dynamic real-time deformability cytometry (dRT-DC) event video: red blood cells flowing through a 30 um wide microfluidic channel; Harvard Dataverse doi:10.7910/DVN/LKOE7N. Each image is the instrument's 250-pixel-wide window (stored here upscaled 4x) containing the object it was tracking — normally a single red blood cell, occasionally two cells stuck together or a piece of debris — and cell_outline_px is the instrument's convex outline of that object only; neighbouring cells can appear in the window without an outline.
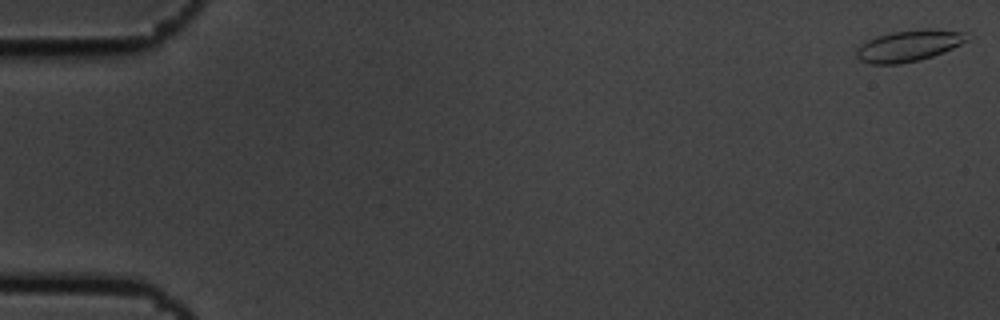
{"species": "common noctule bat (a hibernating species)", "species_latin": "Nyctalus noctula", "temperature_condition": "cold", "stored_images_in_passage": 5, "camera_frame_rate_fps": 3000, "um_per_image_px": 0.085, "animal": {"sex": "male", "body_mass_g": 19.5, "forearm_length_mm": 54.6}, "frame": {"image": 1, "passage_image": 1, "time_ms": 0.0, "image_size_px": [1000, 320], "cell_outline_px": [[968, 40], [944, 52], [920, 60], [900, 64], [872, 64], [860, 60], [856, 56], [856, 52], [860, 44], [876, 36], [892, 32], [924, 28], [964, 32]], "centroid_in_image_um": [77.22, 3.89], "position_along_channel_um": 7.8, "area_um2": 20.06}}